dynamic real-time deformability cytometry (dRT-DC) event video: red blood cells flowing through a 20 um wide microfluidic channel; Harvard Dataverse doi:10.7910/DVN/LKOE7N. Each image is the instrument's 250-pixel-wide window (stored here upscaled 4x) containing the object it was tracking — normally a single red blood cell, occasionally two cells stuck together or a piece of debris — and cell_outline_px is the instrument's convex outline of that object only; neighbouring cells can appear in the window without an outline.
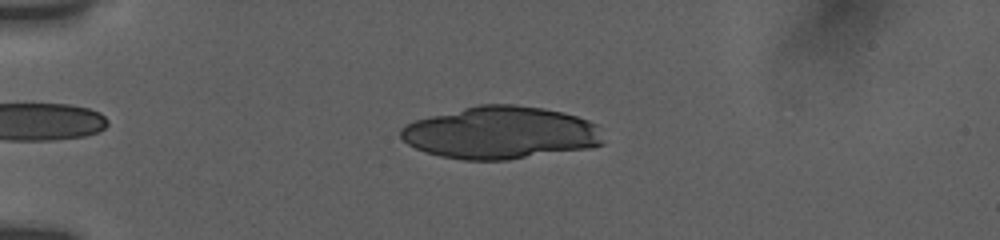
{"species": "human", "species_latin": "Homo sapiens", "temperature_condition": "room temperature", "stored_images_in_passage": 11, "camera_frame_rate_fps": 3000, "um_per_image_px": 0.085, "donor": {"sex": "female"}, "frame": {"image": 1, "passage_image": 8, "time_ms": 4.0, "image_size_px": [1000, 240], "cell_outline_px": [[604, 144], [588, 148], [508, 160], [464, 160], [440, 156], [424, 152], [408, 144], [400, 136], [400, 128], [404, 124], [416, 120], [480, 104], [516, 104], [544, 108], [564, 112], [588, 120], [596, 124]], "centroid_in_image_um": [42.55, 11.29], "position_along_channel_um": 42.5, "area_um2": 61.85}}